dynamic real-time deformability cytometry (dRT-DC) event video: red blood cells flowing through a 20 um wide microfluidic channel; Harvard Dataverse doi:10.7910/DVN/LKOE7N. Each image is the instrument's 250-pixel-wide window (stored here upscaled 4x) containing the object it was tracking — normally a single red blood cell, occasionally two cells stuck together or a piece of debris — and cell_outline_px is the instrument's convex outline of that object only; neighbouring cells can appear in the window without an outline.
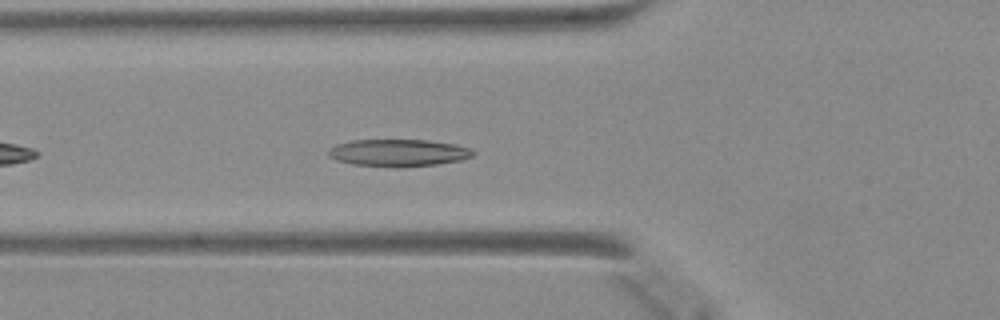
{"species": "Egyptian fruit bat (a non-hibernating species)", "species_latin": "Rousettus aegyptiacus", "temperature_condition": "warm", "stored_images_in_passage": 37, "camera_frame_rate_fps": 3000, "um_per_image_px": 0.085, "animal": {"sex": "female"}, "frame": {"image": 1, "passage_image": 5, "time_ms": 1.333, "image_size_px": [1000, 320], "cell_outline_px": [[476, 152], [472, 156], [460, 160], [436, 164], [400, 168], [392, 168], [352, 164], [336, 160], [328, 156], [328, 148], [336, 144], [352, 140], [428, 140], [452, 144], [472, 148]], "centroid_in_image_um": [33.83, 13.0], "position_along_channel_um": 92.0, "area_um2": 23.18}}
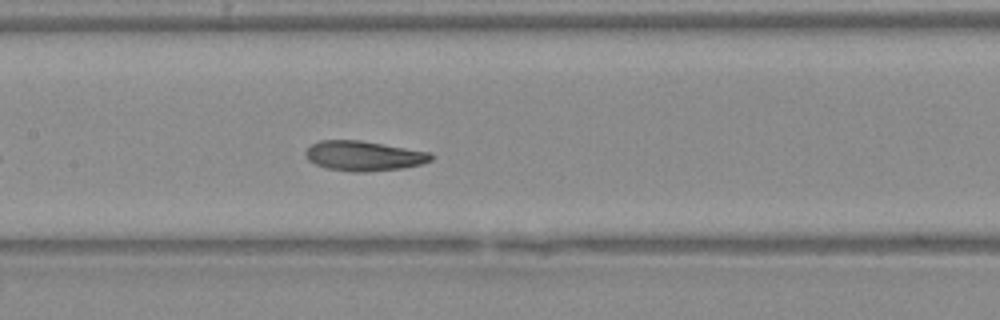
{"frame": {"image": 2, "passage_image": 11, "time_ms": 3.333, "image_size_px": [1000, 320], "cell_outline_px": [[432, 160], [420, 164], [404, 168], [364, 172], [352, 172], [328, 168], [316, 164], [308, 160], [304, 152], [312, 144], [320, 140], [360, 140], [428, 152], [432, 156]], "centroid_in_image_um": [30.89, 13.25], "position_along_channel_um": 176.5, "area_um2": 21.62}}
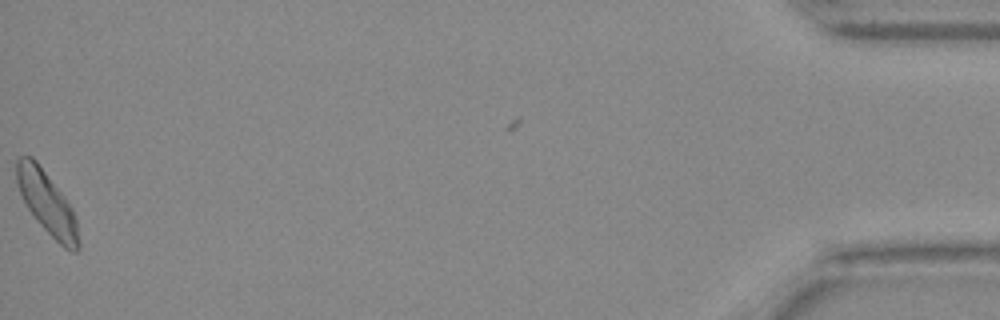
{"frame": {"image": 3, "passage_image": 36, "time_ms": 11.667, "image_size_px": [1000, 320], "cell_outline_px": [[80, 248], [76, 252], [72, 252], [64, 248], [36, 220], [28, 208], [20, 192], [16, 180], [16, 160], [20, 156], [32, 156], [36, 160], [64, 196], [72, 208], [76, 220], [80, 244]], "centroid_in_image_um": [4.01, 17.25], "position_along_channel_um": 431.2, "area_um2": 22.37}}